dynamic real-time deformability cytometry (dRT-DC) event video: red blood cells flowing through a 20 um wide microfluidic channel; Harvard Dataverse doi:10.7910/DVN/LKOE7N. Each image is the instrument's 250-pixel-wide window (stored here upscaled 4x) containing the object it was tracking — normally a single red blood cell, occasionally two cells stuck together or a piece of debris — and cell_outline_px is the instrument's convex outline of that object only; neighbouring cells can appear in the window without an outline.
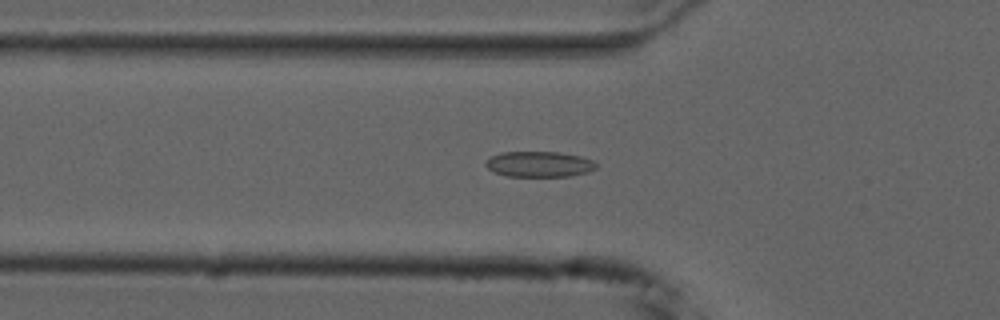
{"species": "common noctule bat (a hibernating species)", "species_latin": "Nyctalus noctula", "temperature_condition": "cold", "stored_images_in_passage": 54, "camera_frame_rate_fps": 3000, "um_per_image_px": 0.085, "animal": {"sex": "male", "forearm_length_mm": 52.5}, "frame": {"image": 1, "passage_image": 18, "time_ms": 5.667, "image_size_px": [1000, 320], "cell_outline_px": [[596, 168], [588, 172], [572, 176], [508, 176], [492, 172], [484, 164], [492, 156], [500, 152], [560, 152], [580, 156], [592, 160], [596, 164]], "centroid_in_image_um": [45.83, 13.96], "position_along_channel_um": 80.0, "area_um2": 16.47}}
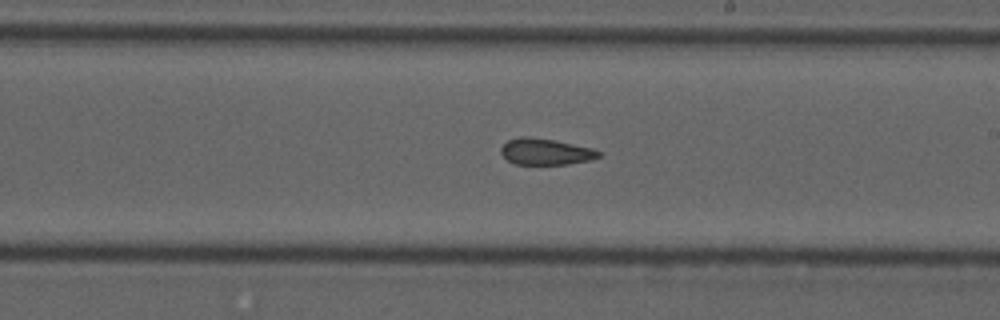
{"frame": {"image": 2, "passage_image": 31, "time_ms": 10.0, "image_size_px": [1000, 320], "cell_outline_px": [[600, 156], [592, 160], [568, 164], [516, 164], [508, 160], [500, 152], [500, 148], [508, 140], [520, 136], [528, 136], [556, 140], [592, 148], [600, 152]], "centroid_in_image_um": [46.38, 12.88], "position_along_channel_um": 242.6, "area_um2": 15.03}}
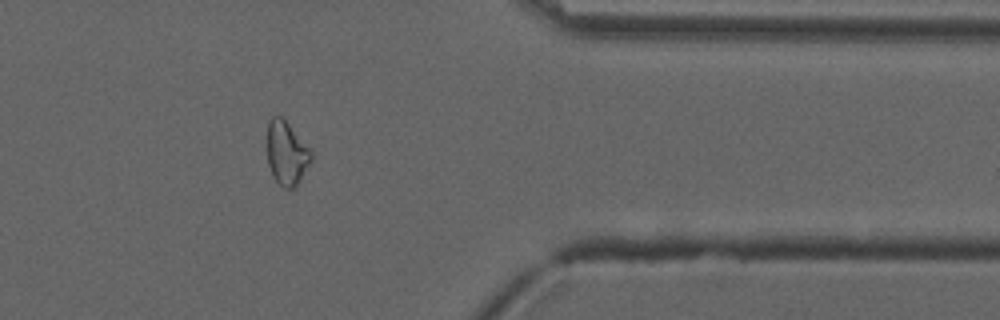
{"frame": {"image": 3, "passage_image": 44, "time_ms": 14.333, "image_size_px": [1000, 320], "cell_outline_px": [[312, 160], [296, 188], [284, 188], [272, 176], [268, 164], [268, 120], [272, 116], [280, 116], [288, 124], [312, 152]], "centroid_in_image_um": [24.36, 13.06], "position_along_channel_um": 387.0, "area_um2": 16.13}, "authors_computed_cell_mechanics": {"area_um2": 17.1088, "velocity_mm_per_s": 3.7438, "shape_relaxation_time_tau1_ms": null, "shape_relaxation_time_tau2_ms": 3.9533, "deformation_change_tau1": null, "deformation_change_tau2": 0.1169}}